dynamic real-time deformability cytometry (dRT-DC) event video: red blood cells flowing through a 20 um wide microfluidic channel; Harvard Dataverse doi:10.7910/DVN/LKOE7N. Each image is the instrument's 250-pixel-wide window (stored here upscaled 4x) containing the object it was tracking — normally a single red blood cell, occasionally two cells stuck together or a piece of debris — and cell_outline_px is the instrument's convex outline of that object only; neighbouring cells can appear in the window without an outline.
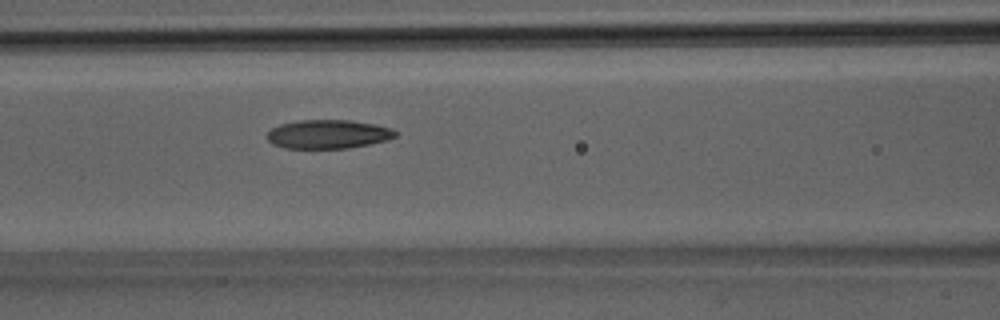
{"species": "Egyptian fruit bat (a non-hibernating species)", "species_latin": "Rousettus aegyptiacus", "temperature_condition": "room temperature", "stored_images_in_passage": 37, "camera_frame_rate_fps": 3000, "um_per_image_px": 0.085, "animal": {"sex": "male"}, "frame": {"image": 1, "passage_image": 16, "time_ms": 5.0, "image_size_px": [1000, 320], "cell_outline_px": [[396, 136], [388, 140], [348, 148], [284, 148], [272, 144], [264, 136], [272, 128], [280, 124], [296, 120], [352, 120], [376, 124], [392, 128], [396, 132]], "centroid_in_image_um": [27.87, 11.4], "position_along_channel_um": 138.7, "area_um2": 21.73}}
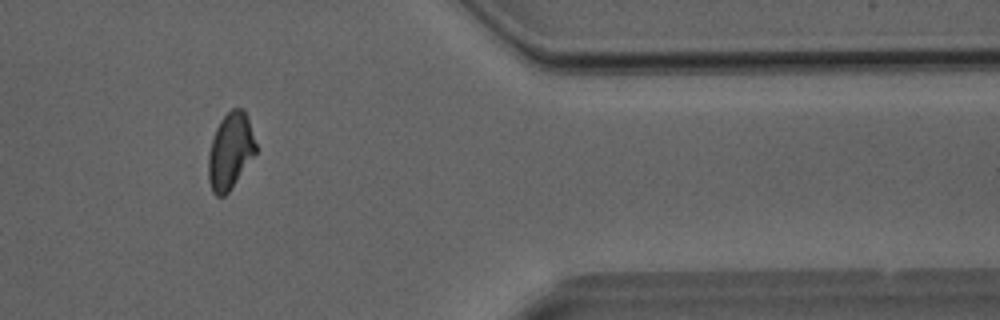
{"frame": {"image": 2, "passage_image": 31, "time_ms": 10.0, "image_size_px": [1000, 320], "cell_outline_px": [[256, 152], [228, 192], [224, 196], [216, 196], [212, 192], [208, 180], [208, 156], [212, 140], [216, 128], [220, 120], [232, 108], [244, 108], [248, 116], [256, 144]], "centroid_in_image_um": [19.57, 12.82], "position_along_channel_um": 391.8, "area_um2": 20.98}}
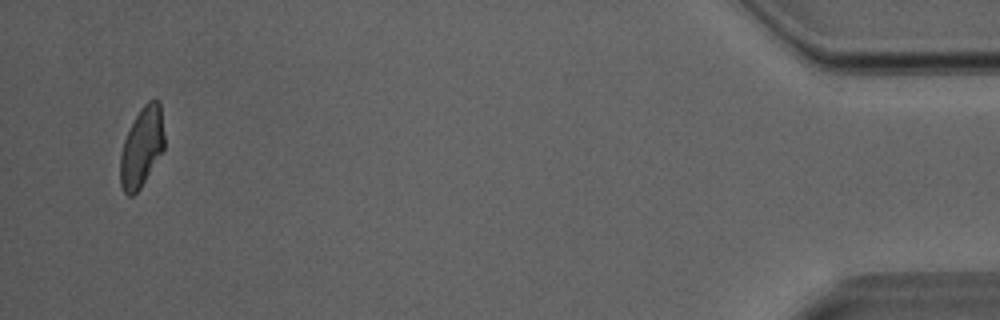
{"frame": {"image": 3, "passage_image": 36, "time_ms": 11.667, "image_size_px": [1000, 320], "cell_outline_px": [[164, 148], [140, 188], [132, 196], [128, 196], [124, 192], [120, 184], [120, 152], [124, 140], [140, 108], [148, 100], [160, 100], [164, 132]], "centroid_in_image_um": [12.04, 12.49], "position_along_channel_um": 423.2, "area_um2": 20.35}}